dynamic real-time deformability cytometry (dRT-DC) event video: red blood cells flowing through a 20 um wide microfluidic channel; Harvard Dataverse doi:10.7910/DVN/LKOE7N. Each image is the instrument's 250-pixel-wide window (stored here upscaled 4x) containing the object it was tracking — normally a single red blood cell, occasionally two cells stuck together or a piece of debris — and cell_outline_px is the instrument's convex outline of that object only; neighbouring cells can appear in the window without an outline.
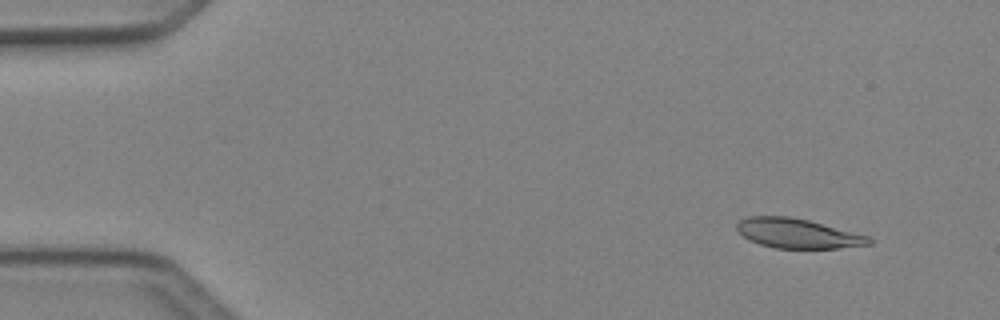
{"species": "Egyptian fruit bat (a non-hibernating species)", "species_latin": "Rousettus aegyptiacus", "temperature_condition": "cold", "stored_images_in_passage": 4, "camera_frame_rate_fps": 3000, "um_per_image_px": 0.085, "animal": {"sex": "female"}, "frame": {"image": 1, "passage_image": 2, "time_ms": 0.333, "image_size_px": [1000, 320], "cell_outline_px": [[872, 244], [836, 248], [776, 248], [760, 244], [748, 240], [736, 228], [736, 224], [740, 220], [748, 216], [788, 216], [808, 220], [868, 236], [872, 240]], "centroid_in_image_um": [67.77, 19.84], "position_along_channel_um": 17.2, "area_um2": 22.54}}